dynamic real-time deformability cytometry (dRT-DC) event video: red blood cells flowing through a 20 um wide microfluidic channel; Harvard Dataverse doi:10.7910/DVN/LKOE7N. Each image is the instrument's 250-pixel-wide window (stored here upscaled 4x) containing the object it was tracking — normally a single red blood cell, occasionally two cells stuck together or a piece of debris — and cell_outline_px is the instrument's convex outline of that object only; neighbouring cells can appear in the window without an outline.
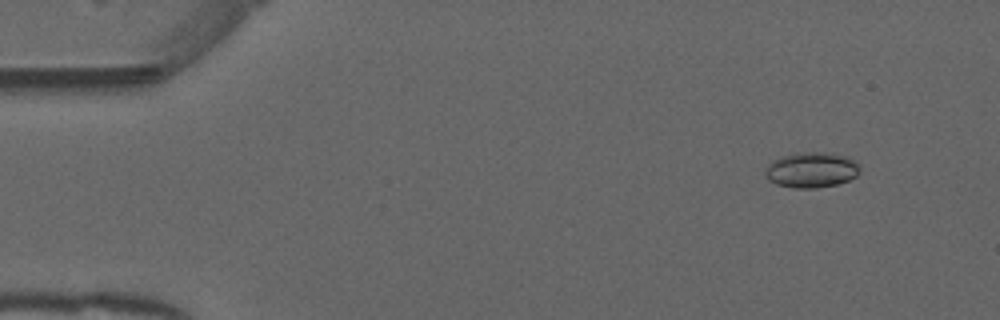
{"species": "common noctule bat (a hibernating species)", "species_latin": "Nyctalus noctula", "temperature_condition": "warm", "stored_images_in_passage": 49, "camera_frame_rate_fps": 3000, "um_per_image_px": 0.085, "animal": {"sex": "male", "forearm_length_mm": 52.5}, "frame": {"image": 1, "passage_image": 1, "time_ms": 0.0, "image_size_px": [1000, 320], "cell_outline_px": [[860, 172], [856, 176], [848, 180], [836, 184], [816, 188], [792, 188], [776, 184], [768, 180], [764, 172], [764, 168], [772, 160], [792, 152], [824, 152], [848, 156], [860, 164]], "centroid_in_image_um": [68.96, 14.43], "position_along_channel_um": 16.0, "area_um2": 19.94}}
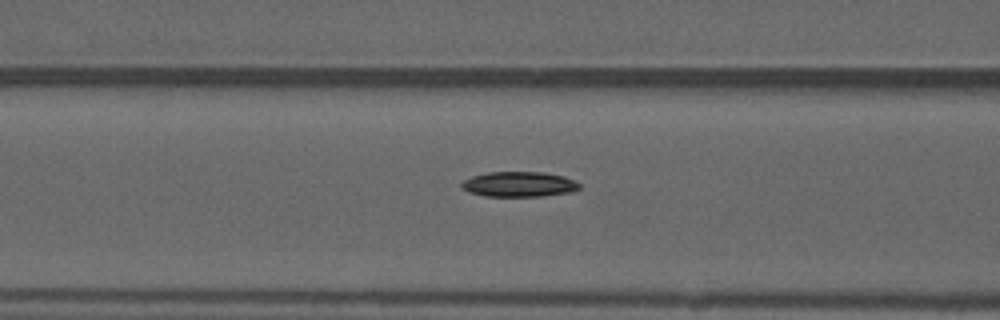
{"frame": {"image": 2, "passage_image": 17, "time_ms": 5.333, "image_size_px": [1000, 320], "cell_outline_px": [[580, 188], [572, 192], [544, 196], [484, 196], [468, 192], [460, 188], [460, 184], [464, 180], [472, 176], [488, 172], [544, 172], [564, 176], [580, 184]], "centroid_in_image_um": [44.09, 15.66], "position_along_channel_um": 122.5, "area_um2": 17.4}}
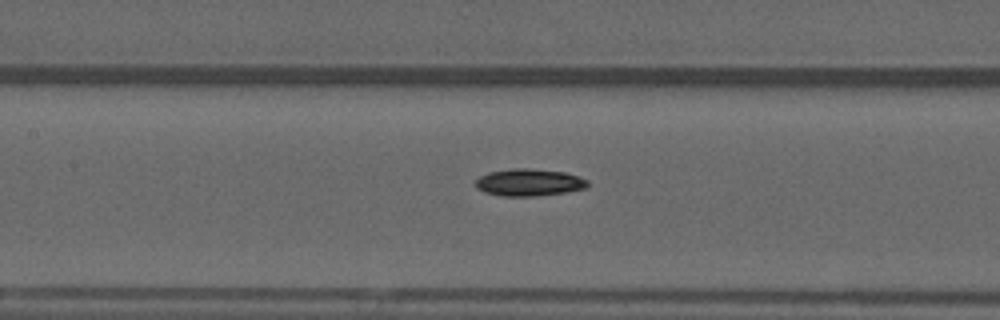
{"frame": {"image": 3, "passage_image": 20, "time_ms": 6.333, "image_size_px": [1000, 320], "cell_outline_px": [[588, 188], [564, 192], [536, 196], [500, 196], [484, 192], [476, 188], [476, 180], [480, 176], [488, 172], [512, 168], [528, 168], [564, 172], [580, 176], [588, 180]], "centroid_in_image_um": [44.97, 15.5], "position_along_channel_um": 162.4, "area_um2": 17.86}, "authors_computed_cell_mechanics": {"area_um2": 17.2244, "velocity_mm_per_s": 3.9746, "shape_relaxation_time_tau1_ms": 6.7279, "shape_relaxation_time_tau2_ms": null, "deformation_change_tau1": 0.1872, "deformation_change_tau2": null}}